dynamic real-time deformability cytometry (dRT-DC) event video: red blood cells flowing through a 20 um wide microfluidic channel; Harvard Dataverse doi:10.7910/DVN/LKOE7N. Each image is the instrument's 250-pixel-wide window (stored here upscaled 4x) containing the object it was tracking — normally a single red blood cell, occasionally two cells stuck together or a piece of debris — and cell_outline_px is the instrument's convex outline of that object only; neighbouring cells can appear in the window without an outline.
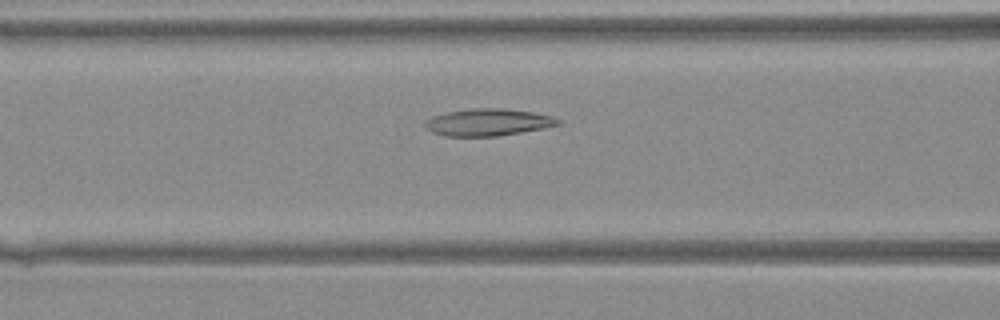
{"species": "Egyptian fruit bat (a non-hibernating species)", "species_latin": "Rousettus aegyptiacus", "temperature_condition": "warm", "stored_images_in_passage": 27, "camera_frame_rate_fps": 3000, "um_per_image_px": 0.085, "animal": {"sex": "female"}, "frame": {"image": 1, "passage_image": 8, "time_ms": 2.333, "image_size_px": [1000, 320], "cell_outline_px": [[560, 124], [544, 128], [496, 136], [444, 136], [432, 132], [424, 124], [432, 116], [444, 112], [472, 108], [504, 108], [532, 112], [552, 116], [560, 120]], "centroid_in_image_um": [41.47, 10.38], "position_along_channel_um": 125.1, "area_um2": 20.87}}
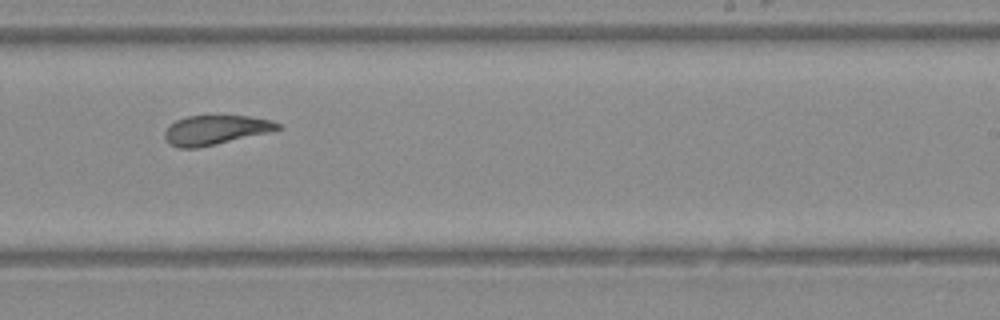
{"frame": {"image": 2, "passage_image": 17, "time_ms": 5.333, "image_size_px": [1000, 320], "cell_outline_px": [[280, 128], [268, 132], [216, 144], [196, 148], [180, 148], [168, 144], [164, 136], [164, 132], [176, 120], [188, 116], [248, 116], [272, 120], [280, 124]], "centroid_in_image_um": [18.29, 11.05], "position_along_channel_um": 270.7, "area_um2": 19.07}}
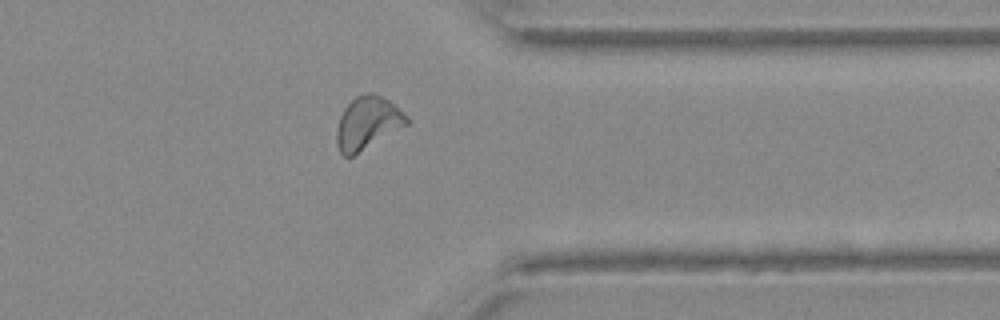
{"frame": {"image": 3, "passage_image": 24, "time_ms": 7.667, "image_size_px": [1000, 320], "cell_outline_px": [[408, 124], [352, 156], [344, 156], [340, 152], [336, 144], [336, 132], [340, 116], [344, 108], [356, 96], [364, 92], [372, 92], [388, 100], [408, 116]], "centroid_in_image_um": [31.22, 10.44], "position_along_channel_um": 380.2, "area_um2": 21.27}}